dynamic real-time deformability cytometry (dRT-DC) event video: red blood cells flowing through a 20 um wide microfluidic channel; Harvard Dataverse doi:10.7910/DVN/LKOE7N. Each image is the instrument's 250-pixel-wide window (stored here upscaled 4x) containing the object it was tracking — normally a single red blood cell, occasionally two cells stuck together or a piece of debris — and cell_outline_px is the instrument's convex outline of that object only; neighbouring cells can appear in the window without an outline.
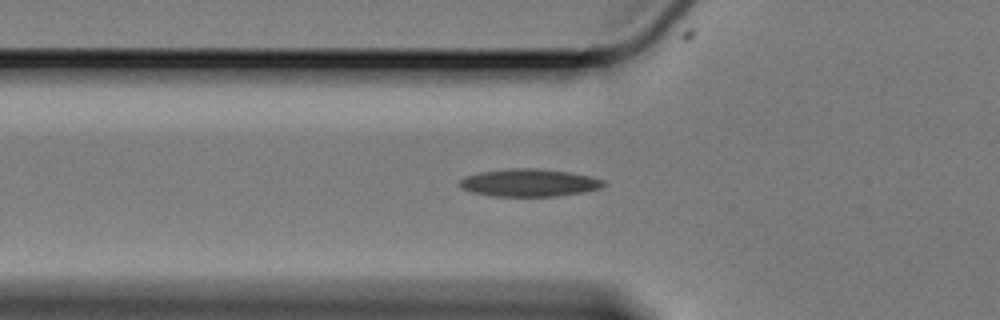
{"species": "Egyptian fruit bat (a non-hibernating species)", "species_latin": "Rousettus aegyptiacus", "temperature_condition": "cold", "stored_images_in_passage": 38, "camera_frame_rate_fps": 3000, "um_per_image_px": 0.085, "animal": {"sex": "female"}, "frame": {"image": 1, "passage_image": 2, "time_ms": 0.333, "image_size_px": [1000, 320], "cell_outline_px": [[604, 184], [600, 188], [580, 192], [556, 196], [496, 196], [472, 192], [460, 188], [460, 180], [464, 176], [480, 172], [512, 168], [536, 168], [568, 172], [588, 176], [604, 180]], "centroid_in_image_um": [44.93, 15.53], "position_along_channel_um": 80.9, "area_um2": 22.83}}
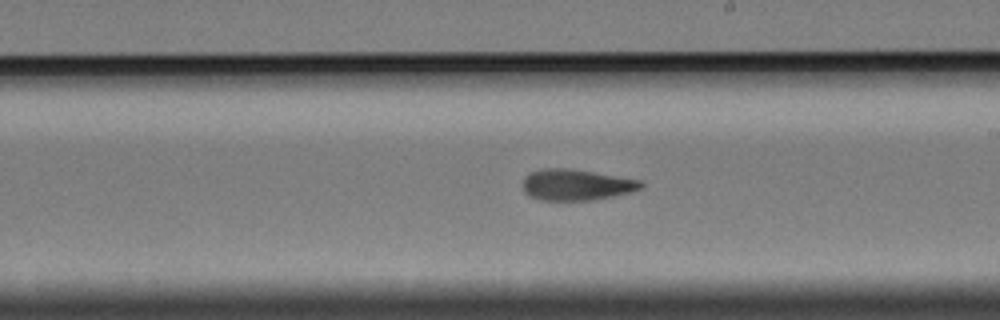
{"frame": {"image": 2, "passage_image": 16, "time_ms": 5.0, "image_size_px": [1000, 320], "cell_outline_px": [[644, 184], [640, 188], [628, 192], [612, 196], [588, 200], [540, 200], [528, 196], [524, 192], [524, 176], [528, 172], [544, 168], [568, 168], [640, 180]], "centroid_in_image_um": [48.91, 15.7], "position_along_channel_um": 240.1, "area_um2": 21.15}}
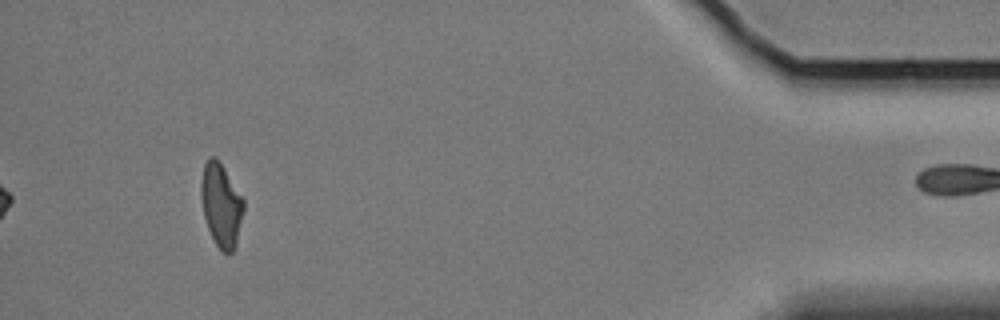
{"frame": {"image": 3, "passage_image": 37, "time_ms": 12.0, "image_size_px": [1000, 320], "cell_outline_px": [[244, 208], [236, 244], [232, 252], [224, 252], [216, 244], [208, 228], [204, 216], [200, 192], [200, 184], [204, 164], [212, 156], [216, 156], [244, 196]], "centroid_in_image_um": [18.81, 17.37], "position_along_channel_um": 416.4, "area_um2": 20.69}}